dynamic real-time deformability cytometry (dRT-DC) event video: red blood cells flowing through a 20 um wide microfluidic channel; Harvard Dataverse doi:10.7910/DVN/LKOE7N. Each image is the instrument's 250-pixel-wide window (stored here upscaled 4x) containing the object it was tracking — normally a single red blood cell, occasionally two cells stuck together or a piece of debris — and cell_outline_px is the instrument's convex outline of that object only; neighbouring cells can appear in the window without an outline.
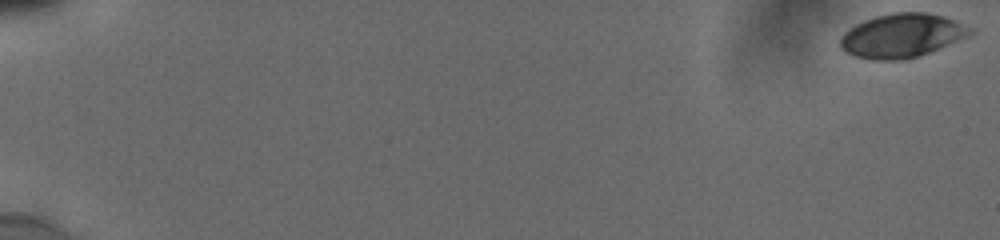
{"species": "human", "species_latin": "Homo sapiens", "temperature_condition": "cold", "stored_images_in_passage": 56, "camera_frame_rate_fps": 3000, "um_per_image_px": 0.085, "donor": {"sex": "male"}, "frame": {"image": 1, "passage_image": 1, "time_ms": 0.0, "image_size_px": [1000, 240], "cell_outline_px": [[972, 32], [968, 36], [928, 52], [904, 60], [876, 60], [856, 56], [840, 48], [840, 36], [844, 32], [856, 24], [864, 20], [876, 16], [892, 12], [928, 12], [944, 16], [972, 28]], "centroid_in_image_um": [76.63, 3.01], "position_along_channel_um": 8.4, "area_um2": 32.89}}
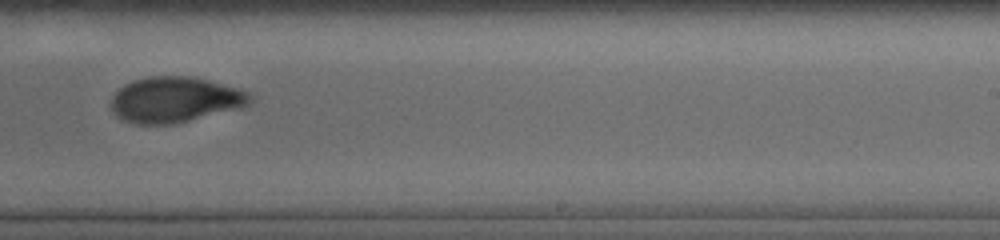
{"frame": {"image": 2, "passage_image": 38, "time_ms": 12.333, "image_size_px": [1000, 240], "cell_outline_px": [[252, 104], [240, 108], [176, 124], [136, 124], [124, 120], [116, 116], [112, 112], [112, 96], [124, 84], [132, 80], [148, 76], [192, 76], [208, 80], [236, 88], [248, 92], [252, 96]], "centroid_in_image_um": [14.88, 8.47], "position_along_channel_um": 274.1, "area_um2": 37.11}}
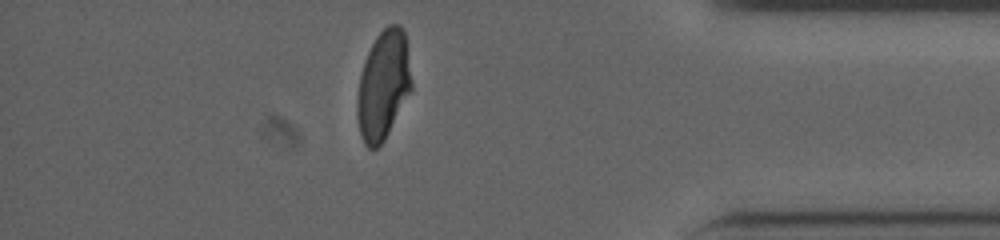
{"frame": {"image": 3, "passage_image": 50, "time_ms": 16.333, "image_size_px": [1000, 240], "cell_outline_px": [[412, 88], [384, 140], [376, 148], [368, 148], [364, 144], [360, 136], [356, 116], [356, 100], [360, 76], [364, 60], [376, 36], [388, 24], [400, 24], [404, 28], [412, 84]], "centroid_in_image_um": [32.55, 7.23], "position_along_channel_um": 402.6, "area_um2": 34.51}, "authors_computed_cell_mechanics": {"area_um2": 35.258, "velocity_mm_per_s": 3.8505, "shape_relaxation_time_tau1_ms": 5.9635, "shape_relaxation_time_tau2_ms": 2.3262, "deformation_change_tau1": 0.179, "deformation_change_tau2": 0.0694}}